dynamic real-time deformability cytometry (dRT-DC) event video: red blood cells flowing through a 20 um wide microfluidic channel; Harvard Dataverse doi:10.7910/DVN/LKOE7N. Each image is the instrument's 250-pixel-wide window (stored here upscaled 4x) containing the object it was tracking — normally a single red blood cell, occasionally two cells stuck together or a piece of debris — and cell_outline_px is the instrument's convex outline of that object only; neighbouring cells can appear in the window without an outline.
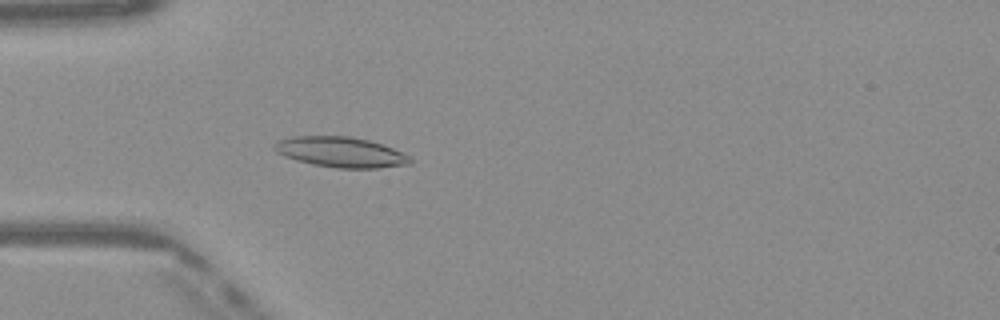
{"species": "Egyptian fruit bat (a non-hibernating species)", "species_latin": "Rousettus aegyptiacus", "temperature_condition": "warm", "stored_images_in_passage": 50, "camera_frame_rate_fps": 3000, "um_per_image_px": 0.085, "frame": {"image": 1, "passage_image": 15, "time_ms": 4.667, "image_size_px": [1000, 320], "cell_outline_px": [[412, 164], [380, 168], [336, 168], [312, 164], [296, 160], [284, 156], [276, 152], [272, 148], [272, 144], [276, 140], [292, 136], [348, 136], [368, 140], [404, 152], [412, 156]], "centroid_in_image_um": [28.95, 12.93], "position_along_channel_um": 56.0, "area_um2": 24.33}}
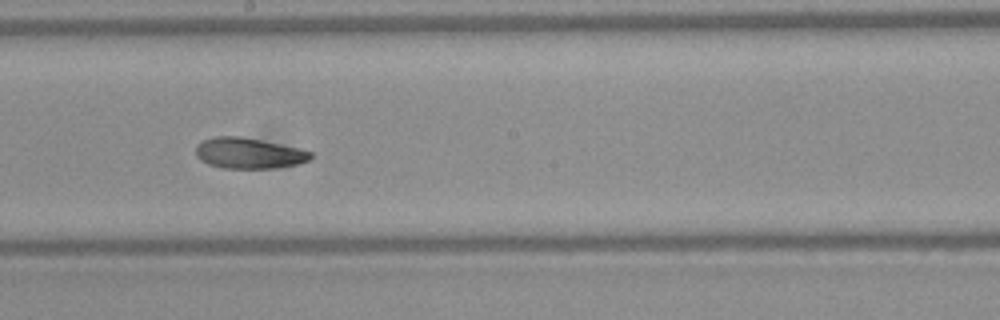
{"frame": {"image": 2, "passage_image": 28, "time_ms": 9.0, "image_size_px": [1000, 320], "cell_outline_px": [[312, 156], [308, 160], [296, 164], [276, 168], [224, 168], [208, 164], [200, 160], [196, 156], [196, 144], [204, 140], [216, 136], [240, 136], [260, 140], [296, 148], [312, 152]], "centroid_in_image_um": [21.09, 13.02], "position_along_channel_um": 227.1, "area_um2": 20.35}}
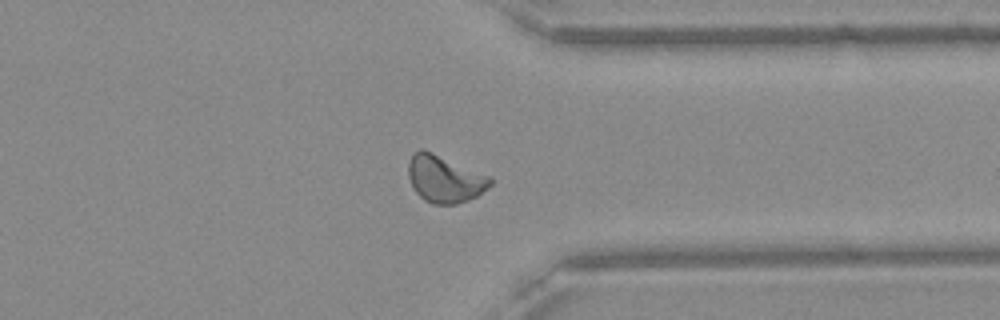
{"frame": {"image": 3, "passage_image": 39, "time_ms": 12.667, "image_size_px": [1000, 320], "cell_outline_px": [[492, 184], [488, 188], [476, 196], [468, 200], [456, 204], [432, 204], [424, 200], [416, 192], [408, 176], [408, 164], [412, 152], [420, 148], [424, 148], [492, 176]], "centroid_in_image_um": [37.8, 15.18], "position_along_channel_um": 373.6, "area_um2": 22.89}, "authors_computed_cell_mechanics": {"area_um2": 21.675, "velocity_mm_per_s": 4.0743, "shape_relaxation_time_tau1_ms": 8.0717, "shape_relaxation_time_tau2_ms": 4.3696, "deformation_change_tau1": 0.1816, "deformation_change_tau2": 0.1112}}